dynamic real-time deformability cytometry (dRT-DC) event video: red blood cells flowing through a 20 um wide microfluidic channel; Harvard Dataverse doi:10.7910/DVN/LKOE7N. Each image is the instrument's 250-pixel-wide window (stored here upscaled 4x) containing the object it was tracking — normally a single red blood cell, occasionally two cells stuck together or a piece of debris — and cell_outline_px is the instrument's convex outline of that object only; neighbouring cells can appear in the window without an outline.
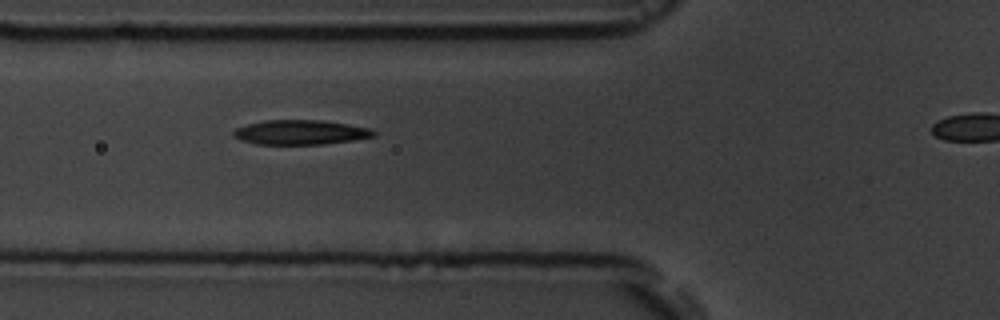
{"species": "common noctule bat (a hibernating species)", "species_latin": "Nyctalus noctula", "temperature_condition": "room temperature", "stored_images_in_passage": 4, "segment_of_instrument_passage": [1, 2], "camera_frame_rate_fps": 3000, "um_per_image_px": 0.085, "animal": {"sex": "male", "body_mass_g": 19.5, "forearm_length_mm": 54.6}, "frame": {"image": 1, "passage_image": 3, "time_ms": 2.333, "image_size_px": [1000, 320], "cell_outline_px": [[376, 136], [352, 140], [324, 144], [256, 144], [240, 140], [232, 136], [232, 132], [236, 128], [248, 124], [264, 120], [320, 120], [348, 124], [368, 128], [376, 132]], "centroid_in_image_um": [25.51, 11.25], "position_along_channel_um": 100.3, "area_um2": 20.06}}